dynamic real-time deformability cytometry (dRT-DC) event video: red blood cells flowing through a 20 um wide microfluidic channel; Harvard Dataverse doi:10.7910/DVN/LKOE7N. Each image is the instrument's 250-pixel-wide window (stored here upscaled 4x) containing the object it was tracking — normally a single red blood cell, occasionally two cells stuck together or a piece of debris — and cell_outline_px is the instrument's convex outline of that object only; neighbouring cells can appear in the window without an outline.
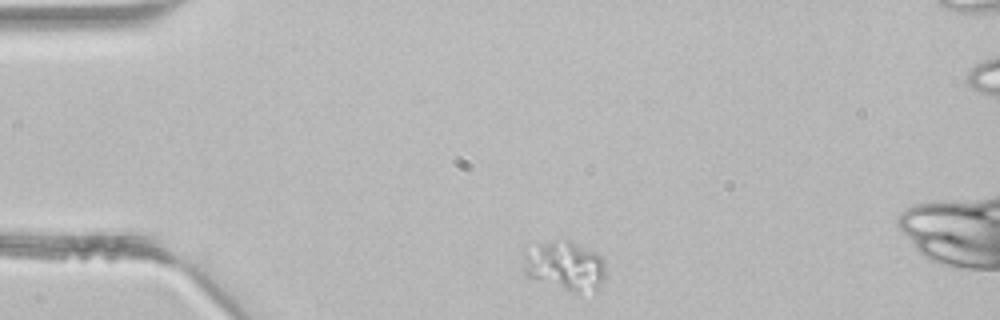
{"species": "common noctule bat (a hibernating species)", "species_latin": "Nyctalus noctula", "temperature_condition": "room temperature", "stored_images_in_passage": 2, "camera_frame_rate_fps": 3000, "um_per_image_px": 0.085, "animal": {"sex": "male", "body_mass_g": 21.5, "forearm_length_mm": 52.0}, "frame": {"image": 1, "passage_image": 1, "time_ms": 0.0, "image_size_px": [1000, 320], "cell_outline_px": [[604, 280], [600, 288], [596, 292], [576, 292], [524, 276], [524, 252], [540, 244], [564, 236], [572, 240], [600, 256], [604, 260]], "centroid_in_image_um": [48.04, 22.57], "position_along_channel_um": 37.0, "area_um2": 23.81}}
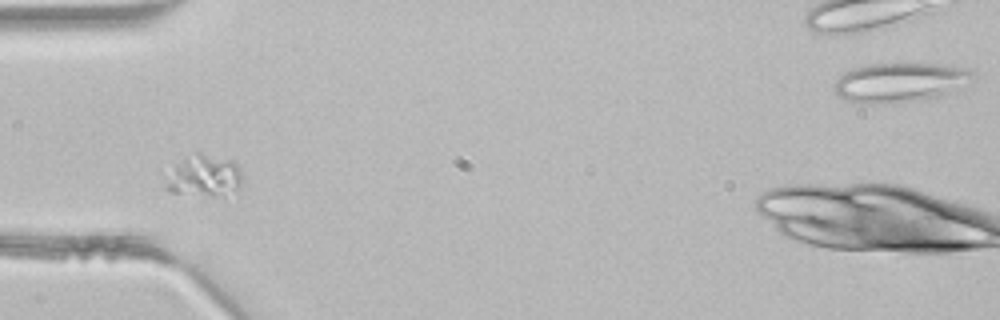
{"frame": {"image": 2, "passage_image": 2, "time_ms": 0.333, "image_size_px": [1000, 320], "cell_outline_px": [[240, 184], [236, 188], [224, 196], [208, 196], [168, 192], [164, 188], [164, 176], [176, 164], [196, 152], [200, 152], [236, 160], [240, 168]], "centroid_in_image_um": [17.3, 14.94], "position_along_channel_um": 67.7, "area_um2": 18.96}}